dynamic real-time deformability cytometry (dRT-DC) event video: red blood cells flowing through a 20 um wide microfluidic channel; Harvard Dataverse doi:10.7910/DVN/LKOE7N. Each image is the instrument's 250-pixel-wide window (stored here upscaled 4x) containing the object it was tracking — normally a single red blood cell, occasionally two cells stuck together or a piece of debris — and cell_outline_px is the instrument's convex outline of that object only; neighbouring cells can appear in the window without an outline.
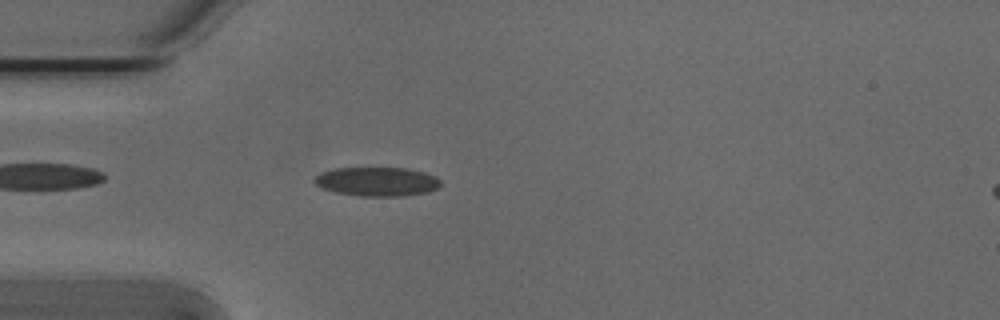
{"species": "Egyptian fruit bat (a non-hibernating species)", "species_latin": "Rousettus aegyptiacus", "temperature_condition": "cold", "stored_images_in_passage": 31, "camera_frame_rate_fps": 3000, "um_per_image_px": 0.085, "animal": {"sex": "male"}, "frame": {"image": 1, "passage_image": 4, "time_ms": 1.0, "image_size_px": [1000, 320], "cell_outline_px": [[440, 184], [436, 188], [428, 192], [400, 196], [360, 196], [336, 192], [324, 188], [316, 184], [312, 180], [320, 172], [332, 168], [408, 168], [424, 172], [436, 176], [440, 180]], "centroid_in_image_um": [32.04, 15.42], "position_along_channel_um": 53.0, "area_um2": 21.33}}
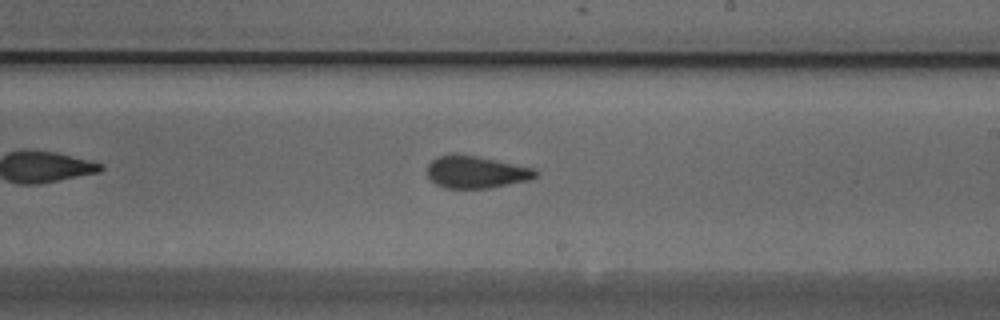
{"frame": {"image": 2, "passage_image": 20, "time_ms": 6.333, "image_size_px": [1000, 320], "cell_outline_px": [[540, 172], [536, 176], [528, 180], [488, 188], [444, 188], [436, 184], [428, 176], [428, 164], [436, 156], [452, 152], [456, 152], [536, 168]], "centroid_in_image_um": [40.45, 14.6], "position_along_channel_um": 248.5, "area_um2": 20.58}}
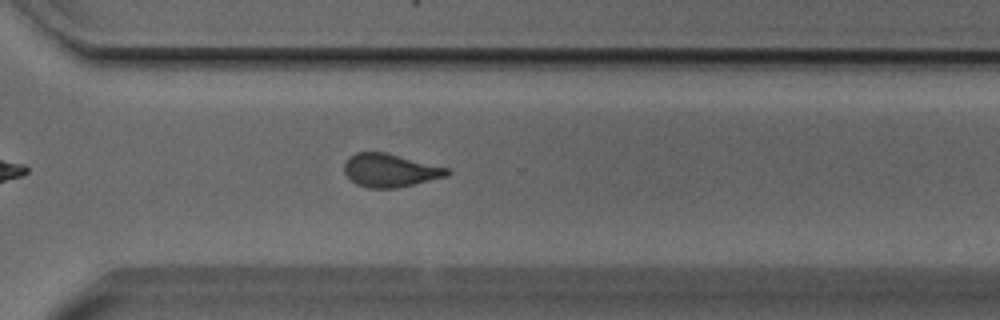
{"frame": {"image": 3, "passage_image": 27, "time_ms": 8.667, "image_size_px": [1000, 320], "cell_outline_px": [[452, 172], [448, 176], [396, 188], [368, 188], [356, 184], [344, 172], [344, 164], [348, 156], [356, 152], [384, 152], [448, 168]], "centroid_in_image_um": [33.14, 14.48], "position_along_channel_um": 337.5, "area_um2": 19.83}, "authors_computed_cell_mechanics": {"area_um2": 20.7502, "velocity_mm_per_s": 3.8149, "shape_relaxation_time_tau1_ms": 5.0823, "shape_relaxation_time_tau2_ms": 1.7844, "deformation_change_tau1": 0.1272, "deformation_change_tau2": 0.0772}}